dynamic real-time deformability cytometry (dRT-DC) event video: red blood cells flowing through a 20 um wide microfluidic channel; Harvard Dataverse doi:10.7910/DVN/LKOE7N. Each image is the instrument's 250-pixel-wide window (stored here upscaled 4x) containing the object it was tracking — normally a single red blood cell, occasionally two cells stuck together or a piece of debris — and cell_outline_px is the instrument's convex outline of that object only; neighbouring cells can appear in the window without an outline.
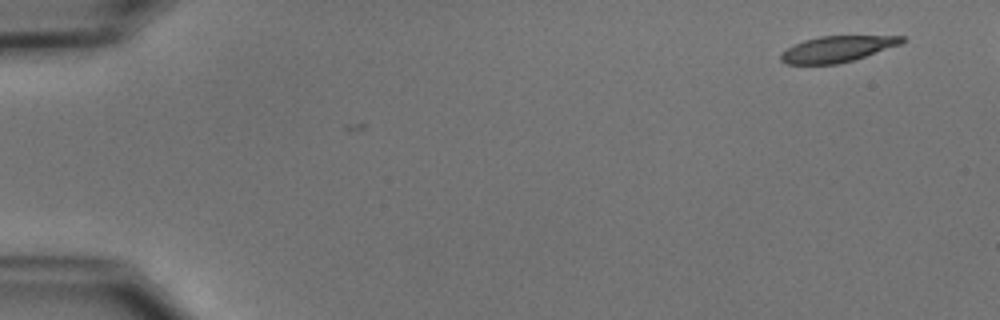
{"species": "common noctule bat (a hibernating species)", "species_latin": "Nyctalus noctula", "temperature_condition": "cold", "stored_images_in_passage": 2, "camera_frame_rate_fps": 3000, "um_per_image_px": 0.085, "animal": {"sex": "male", "body_mass_g": 15.6}, "frame": {"image": 1, "passage_image": 1, "time_ms": 0.0, "image_size_px": [1000, 320], "cell_outline_px": [[908, 40], [900, 44], [852, 60], [836, 64], [784, 64], [780, 60], [780, 52], [804, 40], [820, 36], [908, 36]], "centroid_in_image_um": [71.15, 4.16], "position_along_channel_um": 13.9, "area_um2": 18.21}}